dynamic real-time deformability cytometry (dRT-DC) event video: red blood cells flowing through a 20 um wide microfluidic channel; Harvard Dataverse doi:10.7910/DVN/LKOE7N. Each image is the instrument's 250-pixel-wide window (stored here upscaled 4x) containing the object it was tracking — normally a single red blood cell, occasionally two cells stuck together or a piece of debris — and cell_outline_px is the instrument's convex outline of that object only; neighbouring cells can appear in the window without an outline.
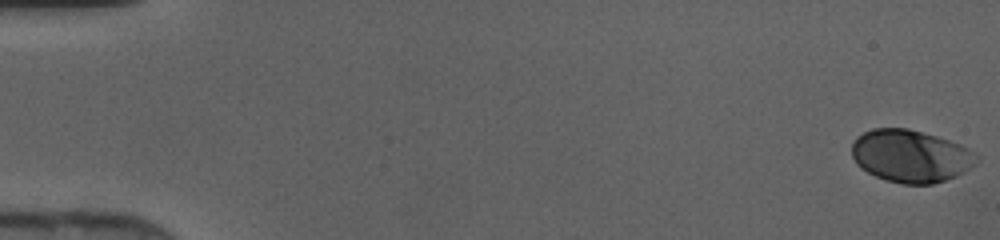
{"species": "human", "species_latin": "Homo sapiens", "temperature_condition": "cold", "stored_images_in_passage": 47, "camera_frame_rate_fps": 3000, "um_per_image_px": 0.085, "donor": {"sex": "female"}, "frame": {"image": 1, "passage_image": 1, "time_ms": 0.0, "image_size_px": [1000, 240], "cell_outline_px": [[976, 164], [964, 172], [956, 176], [932, 184], [900, 184], [876, 176], [860, 168], [856, 164], [852, 156], [852, 144], [856, 136], [872, 128], [908, 128], [936, 136], [960, 144], [968, 148], [976, 156]], "centroid_in_image_um": [77.37, 13.26], "position_along_channel_um": 7.6, "area_um2": 38.09}}
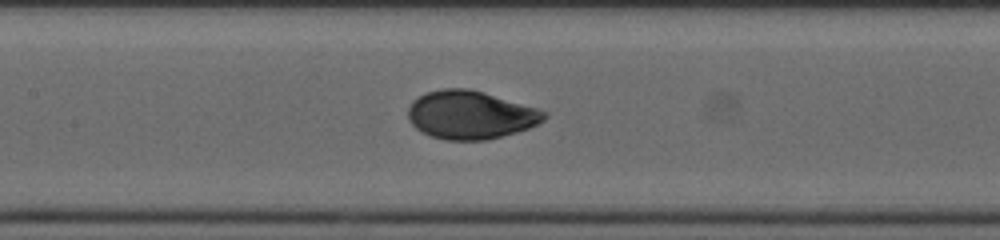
{"frame": {"image": 2, "passage_image": 23, "time_ms": 7.333, "image_size_px": [1000, 240], "cell_outline_px": [[548, 116], [544, 120], [528, 128], [516, 132], [488, 140], [444, 140], [420, 132], [408, 120], [408, 108], [412, 100], [424, 92], [444, 88], [468, 88], [484, 92], [536, 108], [548, 112]], "centroid_in_image_um": [39.95, 9.76], "position_along_channel_um": 167.4, "area_um2": 38.44}}
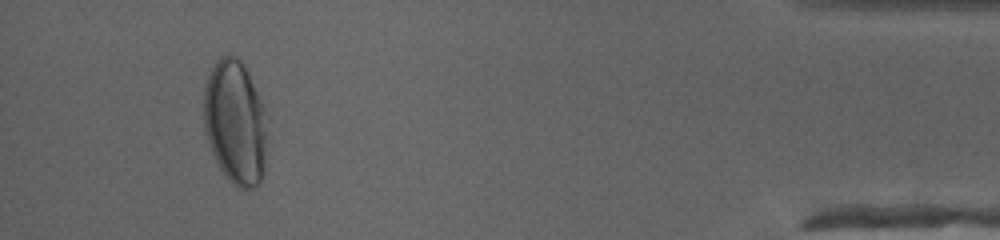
{"frame": {"image": 3, "passage_image": 44, "time_ms": 14.333, "image_size_px": [1000, 240], "cell_outline_px": [[264, 168], [260, 184], [256, 188], [240, 188], [232, 184], [224, 176], [216, 164], [204, 132], [204, 88], [208, 76], [216, 60], [220, 56], [232, 56], [240, 60], [244, 64], [248, 72], [264, 108]], "centroid_in_image_um": [19.95, 10.43], "position_along_channel_um": 415.2, "area_um2": 45.66}}